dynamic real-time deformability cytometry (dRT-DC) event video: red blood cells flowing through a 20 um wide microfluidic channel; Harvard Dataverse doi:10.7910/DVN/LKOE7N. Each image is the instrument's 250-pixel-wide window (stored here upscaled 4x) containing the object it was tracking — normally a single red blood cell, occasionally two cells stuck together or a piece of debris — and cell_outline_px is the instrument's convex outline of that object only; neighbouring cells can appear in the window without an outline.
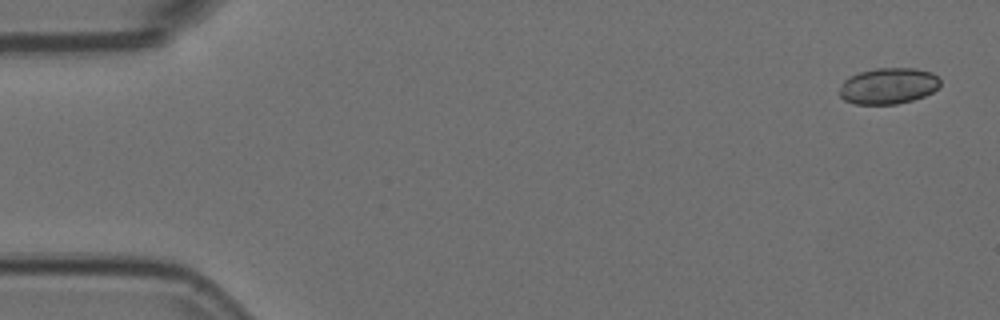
{"species": "Egyptian fruit bat (a non-hibernating species)", "species_latin": "Rousettus aegyptiacus", "temperature_condition": "room temperature", "stored_images_in_passage": 5, "camera_frame_rate_fps": 3000, "um_per_image_px": 0.085, "animal": {"sex": "female"}, "frame": {"image": 1, "passage_image": 1, "time_ms": 0.0, "image_size_px": [1000, 320], "cell_outline_px": [[940, 84], [932, 92], [924, 96], [912, 100], [896, 104], [856, 104], [844, 100], [840, 96], [840, 84], [844, 80], [860, 72], [876, 68], [916, 68], [932, 72], [940, 80]], "centroid_in_image_um": [75.5, 7.3], "position_along_channel_um": 9.5, "area_um2": 21.15}}
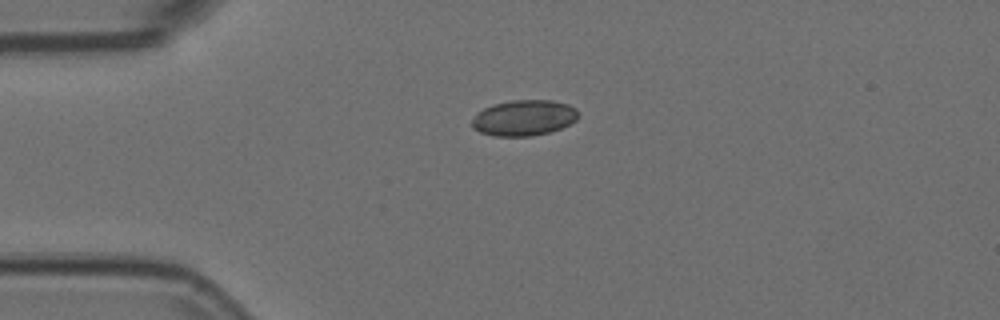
{"frame": {"image": 2, "passage_image": 4, "time_ms": 1.0, "image_size_px": [1000, 320], "cell_outline_px": [[576, 120], [560, 128], [548, 132], [532, 136], [492, 136], [480, 132], [472, 128], [472, 120], [476, 112], [492, 104], [512, 100], [552, 100], [568, 104], [576, 108]], "centroid_in_image_um": [44.48, 10.01], "position_along_channel_um": 40.5, "area_um2": 22.14}}
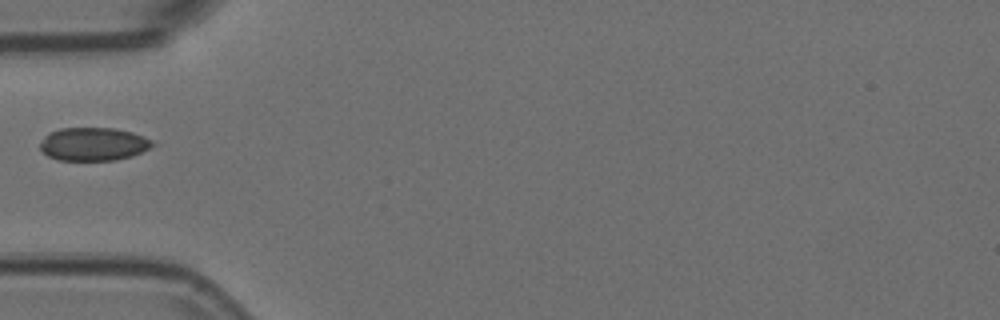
{"frame": {"image": 3, "passage_image": 5, "time_ms": 1.333, "image_size_px": [1000, 320], "cell_outline_px": [[160, 144], [132, 156], [116, 160], [60, 160], [48, 156], [40, 148], [40, 144], [44, 136], [48, 132], [60, 128], [112, 128], [132, 132], [144, 136]], "centroid_in_image_um": [7.98, 12.24], "position_along_channel_um": 77.0, "area_um2": 21.96}}